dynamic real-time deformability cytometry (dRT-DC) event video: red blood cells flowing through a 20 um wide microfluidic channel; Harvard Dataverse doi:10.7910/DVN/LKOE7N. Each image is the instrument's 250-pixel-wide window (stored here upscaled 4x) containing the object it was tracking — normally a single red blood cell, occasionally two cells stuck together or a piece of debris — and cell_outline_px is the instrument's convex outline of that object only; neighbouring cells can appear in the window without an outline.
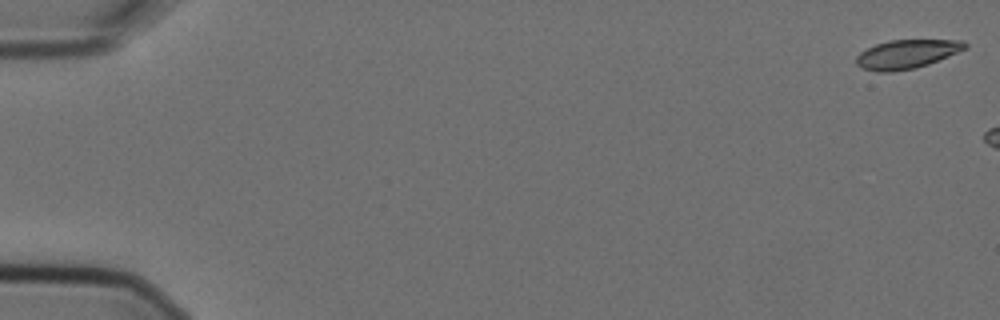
{"species": "Egyptian fruit bat (a non-hibernating species)", "species_latin": "Rousettus aegyptiacus", "temperature_condition": "cold", "stored_images_in_passage": 3, "camera_frame_rate_fps": 3000, "um_per_image_px": 0.085, "animal": {"sex": "female"}, "frame": {"image": 1, "passage_image": 1, "time_ms": 0.0, "image_size_px": [1000, 320], "cell_outline_px": [[968, 48], [928, 64], [916, 68], [892, 72], [876, 72], [860, 68], [856, 64], [856, 56], [860, 52], [876, 44], [888, 40], [964, 40], [968, 44]], "centroid_in_image_um": [77.06, 4.61], "position_along_channel_um": 7.9, "area_um2": 18.44}}